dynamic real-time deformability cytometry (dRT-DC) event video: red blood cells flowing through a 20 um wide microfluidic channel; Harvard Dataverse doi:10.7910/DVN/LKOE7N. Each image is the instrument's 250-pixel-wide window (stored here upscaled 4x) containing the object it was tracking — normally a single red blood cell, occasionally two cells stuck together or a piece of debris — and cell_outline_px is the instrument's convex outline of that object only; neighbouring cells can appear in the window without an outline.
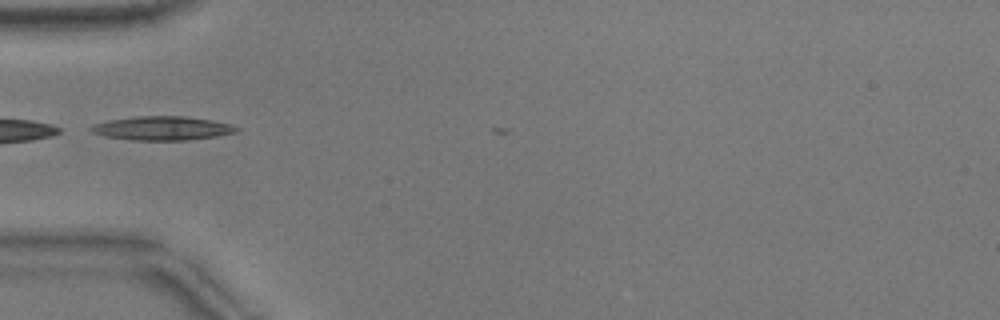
{"species": "common noctule bat (a hibernating species)", "species_latin": "Nyctalus noctula", "temperature_condition": "warm", "stored_images_in_passage": 7, "camera_frame_rate_fps": 3000, "um_per_image_px": 0.085, "animal": {"sex": "male", "body_mass_g": 17.9}, "frame": {"image": 1, "passage_image": 1, "time_ms": 0.0, "image_size_px": [1000, 320], "cell_outline_px": [[240, 128], [236, 132], [216, 136], [184, 140], [132, 140], [104, 136], [92, 132], [88, 128], [96, 124], [108, 120], [136, 116], [184, 116], [212, 120], [232, 124]], "centroid_in_image_um": [13.8, 10.89], "position_along_channel_um": 71.2, "area_um2": 20.17}}